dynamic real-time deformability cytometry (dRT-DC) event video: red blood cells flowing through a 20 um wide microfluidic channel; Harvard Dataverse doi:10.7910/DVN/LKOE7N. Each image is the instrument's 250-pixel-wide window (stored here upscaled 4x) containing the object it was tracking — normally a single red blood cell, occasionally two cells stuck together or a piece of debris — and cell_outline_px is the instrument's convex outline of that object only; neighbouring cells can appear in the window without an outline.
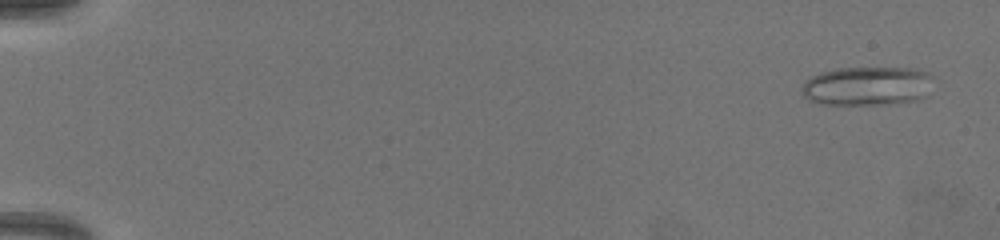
{"species": "common noctule bat (a hibernating species)", "species_latin": "Nyctalus noctula", "temperature_condition": "warm", "stored_images_in_passage": 68, "camera_frame_rate_fps": 3000, "um_per_image_px": 0.085, "animal": {"sex": "female", "body_mass_g": 19.5, "forearm_length_mm": 54.1}, "frame": {"image": 1, "passage_image": 4, "time_ms": 1.0, "image_size_px": [1000, 240], "cell_outline_px": [[932, 76], [924, 96], [916, 100], [888, 104], [820, 104], [808, 100], [800, 92], [800, 88], [804, 80], [820, 72], [840, 68], [916, 68], [928, 72]], "centroid_in_image_um": [73.63, 7.3], "position_along_channel_um": 11.4, "area_um2": 29.88}}
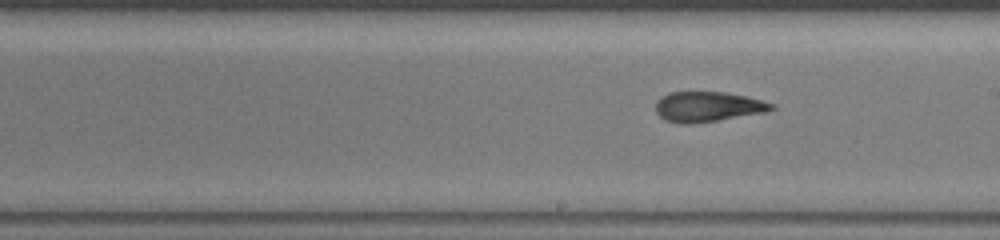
{"frame": {"image": 2, "passage_image": 41, "time_ms": 13.333, "image_size_px": [1000, 240], "cell_outline_px": [[776, 108], [764, 112], [692, 124], [680, 124], [664, 120], [656, 112], [656, 100], [668, 92], [724, 92], [744, 96], [776, 104]], "centroid_in_image_um": [60.12, 9.07], "position_along_channel_um": 228.9, "area_um2": 20.23}}
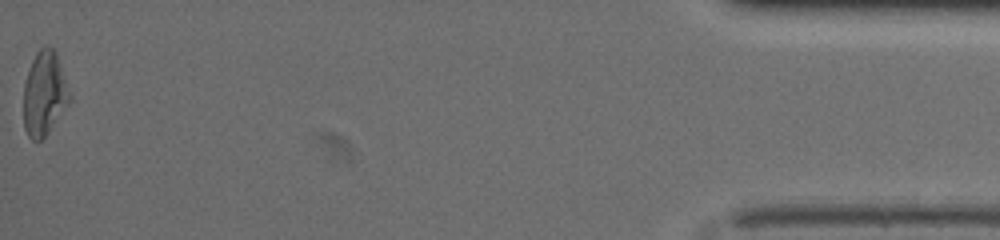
{"frame": {"image": 3, "passage_image": 68, "time_ms": 22.333, "image_size_px": [1000, 240], "cell_outline_px": [[72, 100], [44, 136], [40, 140], [32, 140], [28, 136], [24, 128], [24, 84], [32, 60], [36, 52], [44, 44], [48, 44], [56, 52], [72, 96]], "centroid_in_image_um": [3.79, 7.91], "position_along_channel_um": 431.4, "area_um2": 22.6}}